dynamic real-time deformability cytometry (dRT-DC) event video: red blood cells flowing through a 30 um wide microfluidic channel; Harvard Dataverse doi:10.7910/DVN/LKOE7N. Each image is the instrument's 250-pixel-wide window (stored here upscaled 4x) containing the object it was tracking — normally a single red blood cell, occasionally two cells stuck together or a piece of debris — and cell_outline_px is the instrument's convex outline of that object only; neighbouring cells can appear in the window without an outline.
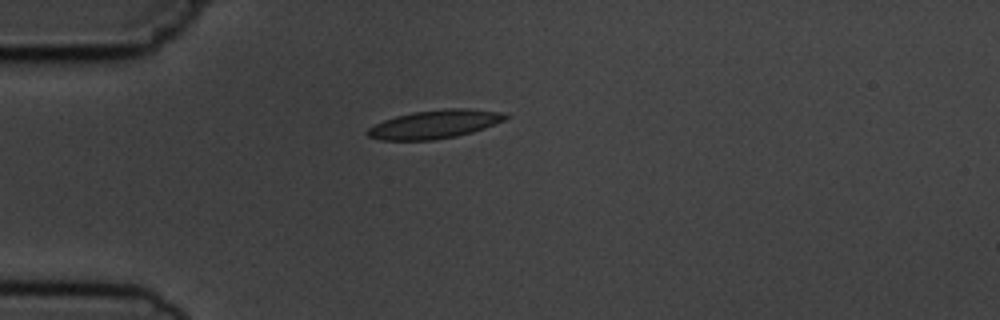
{"species": "common noctule bat (a hibernating species)", "species_latin": "Nyctalus noctula", "temperature_condition": "cold", "stored_images_in_passage": 6, "camera_frame_rate_fps": 3000, "um_per_image_px": 0.085, "animal": {"sex": "male", "body_mass_g": 19.5, "forearm_length_mm": 54.6}, "frame": {"image": 1, "passage_image": 6, "time_ms": 5.667, "image_size_px": [1000, 320], "cell_outline_px": [[512, 116], [504, 120], [484, 128], [472, 132], [456, 136], [432, 140], [380, 140], [368, 136], [364, 132], [368, 128], [384, 120], [396, 116], [412, 112], [444, 108], [468, 108], [500, 112]], "centroid_in_image_um": [36.94, 10.55], "position_along_channel_um": 48.1, "area_um2": 22.89}}